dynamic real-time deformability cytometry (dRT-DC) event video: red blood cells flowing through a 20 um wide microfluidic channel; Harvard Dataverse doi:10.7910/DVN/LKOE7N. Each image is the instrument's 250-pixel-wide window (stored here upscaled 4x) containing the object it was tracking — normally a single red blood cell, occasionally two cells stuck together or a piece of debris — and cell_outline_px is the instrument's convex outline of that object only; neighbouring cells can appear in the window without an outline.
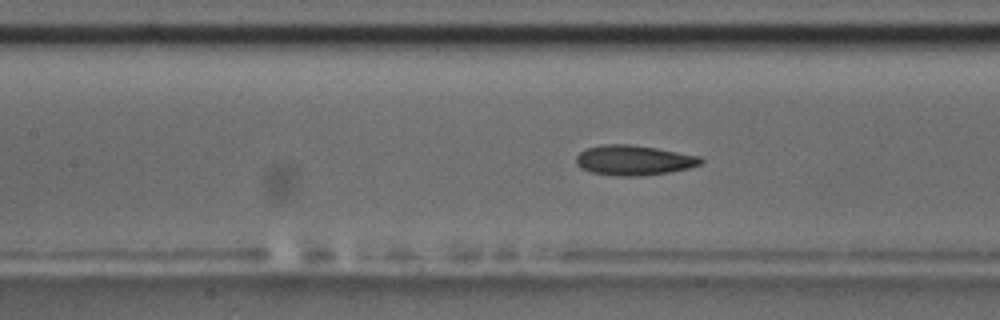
{"species": "common noctule bat (a hibernating species)", "species_latin": "Nyctalus noctula", "temperature_condition": "room temperature", "stored_images_in_passage": 56, "camera_frame_rate_fps": 3000, "um_per_image_px": 0.085, "animal": {"sex": "male", "body_mass_g": 17.5, "forearm_length_mm": 52.3}, "frame": {"image": 1, "passage_image": 25, "time_ms": 8.0, "image_size_px": [1000, 320], "cell_outline_px": [[704, 160], [700, 164], [688, 168], [668, 172], [640, 176], [620, 176], [592, 172], [580, 168], [576, 164], [576, 156], [584, 148], [600, 144], [628, 144], [656, 148], [700, 156]], "centroid_in_image_um": [53.83, 13.61], "position_along_channel_um": 153.6, "area_um2": 21.79}, "authors_computed_cell_mechanics": {"area_um2": 21.2993, "velocity_mm_per_s": 3.6247, "shape_relaxation_time_tau1_ms": 7.8265, "shape_relaxation_time_tau2_ms": 1.9462, "deformation_change_tau1": 0.1708, "deformation_change_tau2": 0.0797}}